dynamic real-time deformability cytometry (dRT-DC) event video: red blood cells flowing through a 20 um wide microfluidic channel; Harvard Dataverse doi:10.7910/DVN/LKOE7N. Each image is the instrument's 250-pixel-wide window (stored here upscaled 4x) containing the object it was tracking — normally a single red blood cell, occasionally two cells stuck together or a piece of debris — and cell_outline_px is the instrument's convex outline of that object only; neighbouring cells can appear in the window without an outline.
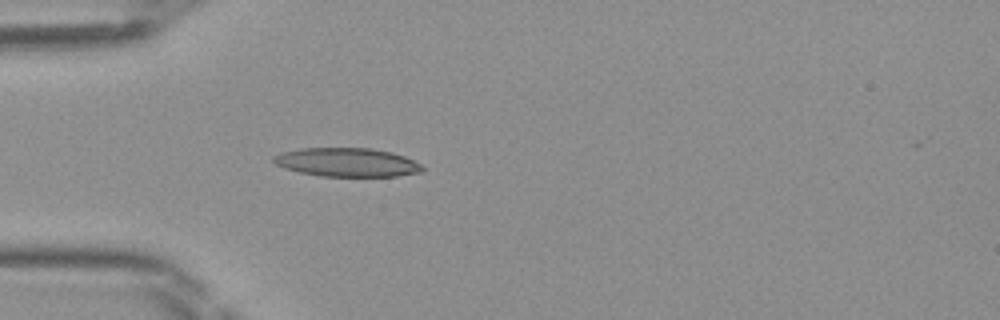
{"species": "Egyptian fruit bat (a non-hibernating species)", "species_latin": "Rousettus aegyptiacus", "temperature_condition": "room temperature", "stored_images_in_passage": 35, "camera_frame_rate_fps": 3000, "um_per_image_px": 0.085, "frame": {"image": 1, "passage_image": 1, "time_ms": 0.0, "image_size_px": [1000, 320], "cell_outline_px": [[424, 168], [420, 172], [396, 176], [320, 176], [300, 172], [284, 168], [276, 164], [272, 160], [272, 156], [280, 152], [300, 148], [372, 148], [392, 152], [404, 156], [424, 164]], "centroid_in_image_um": [29.5, 13.79], "position_along_channel_um": 55.5, "area_um2": 25.09}}
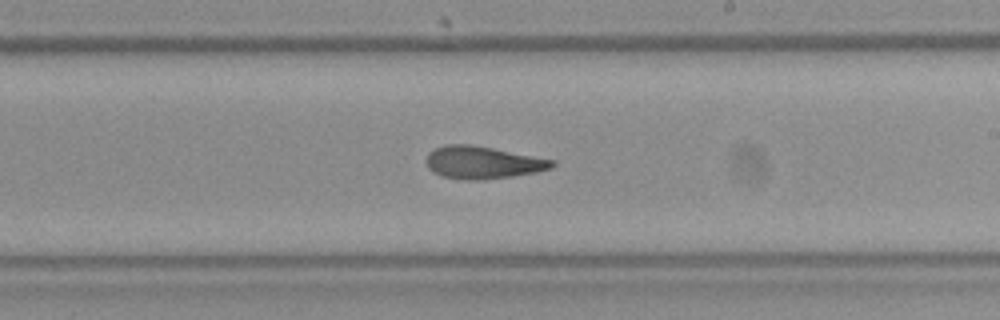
{"frame": {"image": 2, "passage_image": 15, "time_ms": 4.667, "image_size_px": [1000, 320], "cell_outline_px": [[556, 164], [552, 168], [536, 172], [512, 176], [480, 180], [464, 180], [440, 176], [432, 172], [428, 168], [424, 160], [428, 152], [444, 144], [472, 144], [556, 160]], "centroid_in_image_um": [40.99, 13.81], "position_along_channel_um": 248.0, "area_um2": 24.16}}
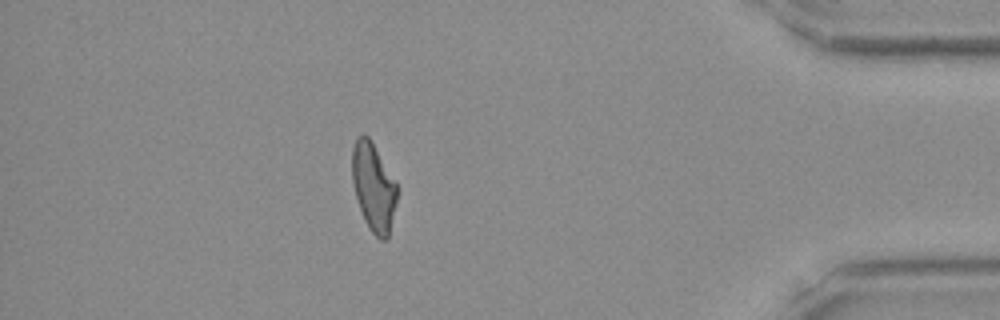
{"frame": {"image": 3, "passage_image": 29, "time_ms": 9.333, "image_size_px": [1000, 320], "cell_outline_px": [[400, 188], [388, 240], [380, 240], [368, 228], [364, 220], [352, 184], [352, 148], [356, 136], [364, 132], [368, 136], [396, 180]], "centroid_in_image_um": [31.77, 15.9], "position_along_channel_um": 403.4, "area_um2": 23.7}}